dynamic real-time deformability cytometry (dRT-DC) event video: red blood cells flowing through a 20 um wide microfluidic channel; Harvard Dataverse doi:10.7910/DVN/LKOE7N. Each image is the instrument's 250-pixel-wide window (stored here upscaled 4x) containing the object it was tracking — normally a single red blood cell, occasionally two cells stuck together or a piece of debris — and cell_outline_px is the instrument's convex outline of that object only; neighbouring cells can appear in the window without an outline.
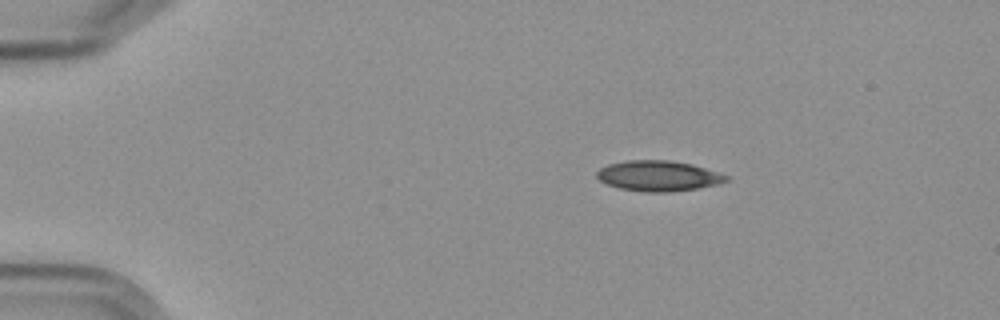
{"species": "Egyptian fruit bat (a non-hibernating species)", "species_latin": "Rousettus aegyptiacus", "temperature_condition": "cold", "stored_images_in_passage": 4, "camera_frame_rate_fps": 3000, "um_per_image_px": 0.085, "frame": {"image": 1, "passage_image": 4, "time_ms": 4.667, "image_size_px": [1000, 320], "cell_outline_px": [[728, 180], [720, 184], [700, 188], [668, 192], [644, 192], [620, 188], [608, 184], [600, 180], [596, 176], [596, 172], [600, 168], [608, 164], [628, 160], [668, 160], [692, 164], [728, 176]], "centroid_in_image_um": [55.96, 14.95], "position_along_channel_um": 29.0, "area_um2": 22.89}}